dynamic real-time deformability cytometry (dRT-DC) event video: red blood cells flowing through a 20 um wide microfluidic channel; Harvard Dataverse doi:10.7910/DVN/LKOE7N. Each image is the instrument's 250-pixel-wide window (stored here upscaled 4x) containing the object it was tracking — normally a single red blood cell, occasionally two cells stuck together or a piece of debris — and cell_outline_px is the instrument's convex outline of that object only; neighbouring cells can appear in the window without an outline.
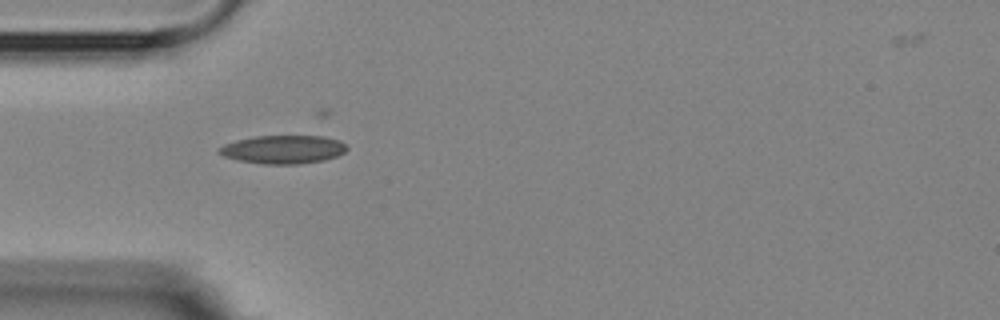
{"species": "Egyptian fruit bat (a non-hibernating species)", "species_latin": "Rousettus aegyptiacus", "temperature_condition": "room temperature", "stored_images_in_passage": 4, "camera_frame_rate_fps": 3000, "um_per_image_px": 0.085, "animal": {"sex": "female"}, "frame": {"image": 1, "passage_image": 3, "time_ms": 3.0, "image_size_px": [1000, 320], "cell_outline_px": [[348, 148], [344, 152], [336, 156], [324, 160], [300, 164], [264, 164], [240, 160], [224, 156], [216, 152], [216, 148], [224, 144], [236, 140], [256, 136], [316, 132], [340, 140]], "centroid_in_image_um": [24.13, 12.64], "position_along_channel_um": 60.9, "area_um2": 22.25}}
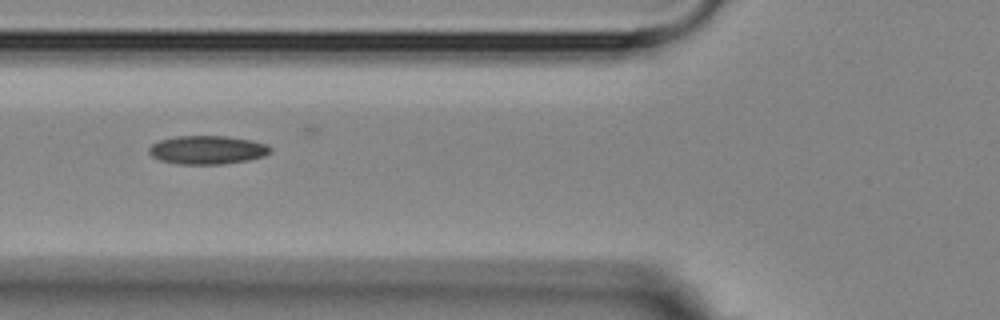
{"frame": {"image": 2, "passage_image": 4, "time_ms": 4.333, "image_size_px": [1000, 320], "cell_outline_px": [[272, 152], [264, 156], [248, 160], [224, 164], [176, 164], [160, 160], [152, 156], [148, 152], [148, 148], [152, 144], [160, 140], [176, 136], [228, 136], [252, 140], [268, 144], [272, 148]], "centroid_in_image_um": [17.65, 12.74], "position_along_channel_um": 108.1, "area_um2": 20.4}}